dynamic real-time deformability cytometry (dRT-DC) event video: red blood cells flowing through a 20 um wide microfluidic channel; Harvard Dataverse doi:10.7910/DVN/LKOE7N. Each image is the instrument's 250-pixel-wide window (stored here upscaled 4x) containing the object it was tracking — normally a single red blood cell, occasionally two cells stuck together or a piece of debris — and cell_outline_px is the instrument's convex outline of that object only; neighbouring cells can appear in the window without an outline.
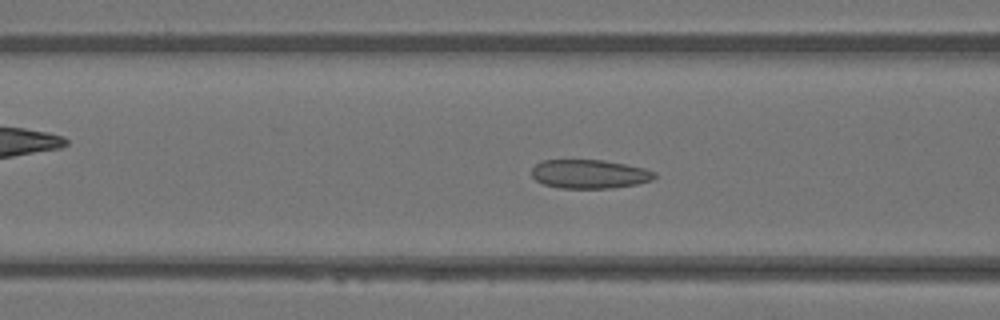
{"species": "Egyptian fruit bat (a non-hibernating species)", "species_latin": "Rousettus aegyptiacus", "temperature_condition": "warm", "stored_images_in_passage": 49, "camera_frame_rate_fps": 3000, "um_per_image_px": 0.085, "animal": {"sex": "female"}, "frame": {"image": 1, "passage_image": 19, "time_ms": 6.0, "image_size_px": [1000, 320], "cell_outline_px": [[656, 176], [652, 180], [636, 184], [612, 188], [560, 188], [544, 184], [536, 180], [532, 176], [532, 168], [536, 164], [544, 160], [604, 160], [644, 168], [656, 172]], "centroid_in_image_um": [50.11, 14.79], "position_along_channel_um": 116.5, "area_um2": 20.58}}
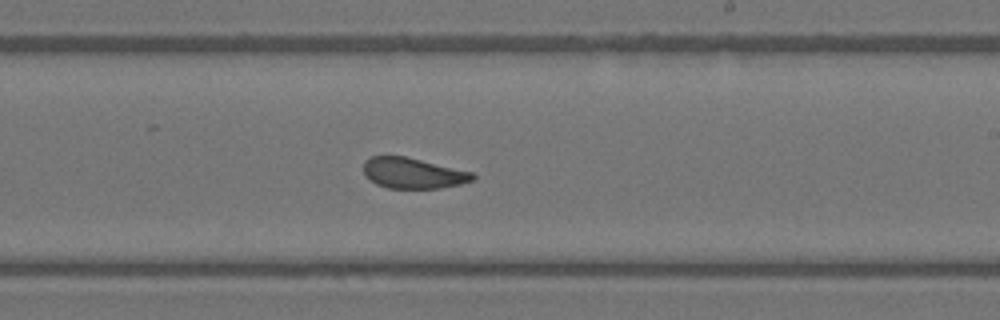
{"frame": {"image": 2, "passage_image": 29, "time_ms": 9.333, "image_size_px": [1000, 320], "cell_outline_px": [[476, 176], [472, 180], [460, 184], [440, 188], [388, 188], [376, 184], [364, 176], [364, 160], [372, 156], [404, 156], [472, 172]], "centroid_in_image_um": [35.07, 14.72], "position_along_channel_um": 253.9, "area_um2": 19.36}}
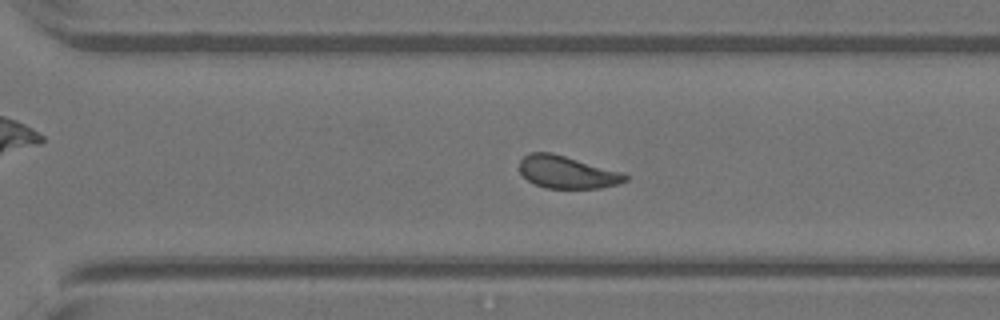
{"frame": {"image": 3, "passage_image": 34, "time_ms": 11.0, "image_size_px": [1000, 320], "cell_outline_px": [[628, 180], [620, 184], [600, 188], [544, 188], [532, 184], [520, 172], [520, 160], [528, 152], [552, 152], [624, 172], [628, 176]], "centroid_in_image_um": [48.22, 14.63], "position_along_channel_um": 322.4, "area_um2": 20.35}, "authors_computed_cell_mechanics": {"area_um2": 20.9814, "velocity_mm_per_s": 4.1377, "shape_relaxation_time_tau1_ms": 9.5165, "shape_relaxation_time_tau2_ms": 1.2056, "deformation_change_tau1": 0.1541, "deformation_change_tau2": 0.0908}}